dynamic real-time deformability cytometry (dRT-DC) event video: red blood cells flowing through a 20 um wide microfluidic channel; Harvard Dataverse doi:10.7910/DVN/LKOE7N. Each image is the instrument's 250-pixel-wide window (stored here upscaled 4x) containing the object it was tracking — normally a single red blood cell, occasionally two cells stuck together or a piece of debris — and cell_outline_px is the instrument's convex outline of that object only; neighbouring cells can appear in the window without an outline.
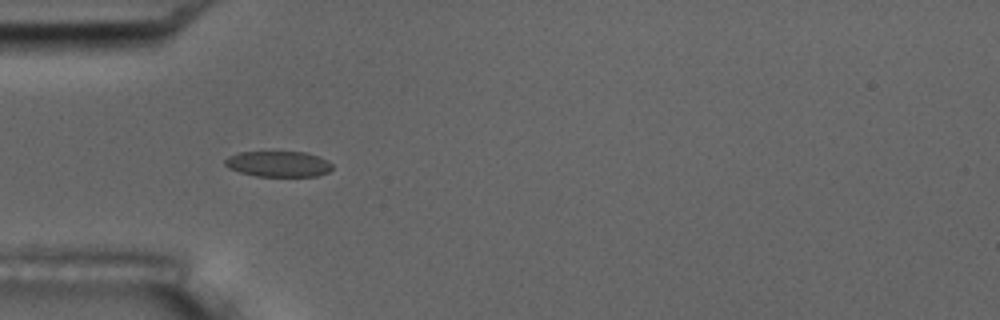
{"species": "common noctule bat (a hibernating species)", "species_latin": "Nyctalus noctula", "temperature_condition": "room temperature", "stored_images_in_passage": 10, "camera_frame_rate_fps": 3000, "um_per_image_px": 0.085, "animal": {"sex": "male", "body_mass_g": 17.5, "forearm_length_mm": 52.3}, "frame": {"image": 1, "passage_image": 6, "time_ms": 5.667, "image_size_px": [1000, 320], "cell_outline_px": [[332, 168], [328, 172], [316, 176], [256, 176], [240, 172], [228, 168], [224, 164], [224, 160], [228, 156], [240, 152], [304, 152], [320, 156], [328, 160], [332, 164]], "centroid_in_image_um": [23.66, 13.93], "position_along_channel_um": 61.3, "area_um2": 16.13}}
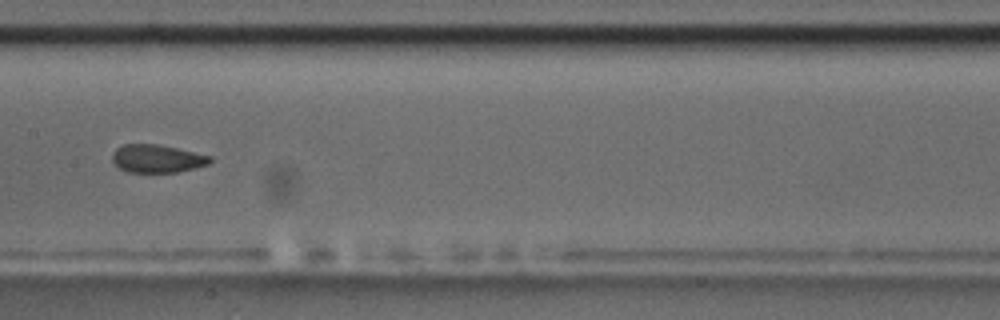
{"frame": {"image": 2, "passage_image": 9, "time_ms": 9.333, "image_size_px": [1000, 320], "cell_outline_px": [[212, 160], [208, 164], [196, 168], [176, 172], [128, 172], [120, 168], [112, 160], [112, 152], [116, 148], [124, 144], [156, 144], [176, 148], [212, 156]], "centroid_in_image_um": [13.35, 13.48], "position_along_channel_um": 194.0, "area_um2": 15.9}}